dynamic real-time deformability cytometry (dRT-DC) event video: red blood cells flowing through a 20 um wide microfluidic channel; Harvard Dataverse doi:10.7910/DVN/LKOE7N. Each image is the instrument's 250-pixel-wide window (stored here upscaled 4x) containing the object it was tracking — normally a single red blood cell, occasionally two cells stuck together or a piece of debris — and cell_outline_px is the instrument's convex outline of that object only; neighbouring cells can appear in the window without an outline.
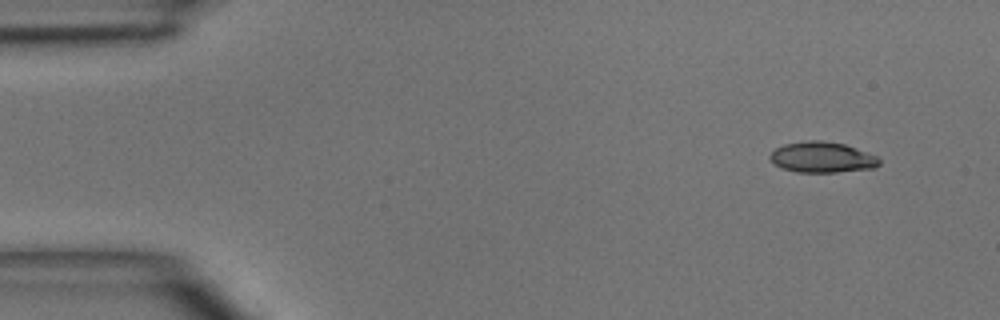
{"species": "common noctule bat (a hibernating species)", "species_latin": "Nyctalus noctula", "temperature_condition": "room temperature", "stored_images_in_passage": 4, "camera_frame_rate_fps": 3000, "um_per_image_px": 0.085, "animal": {"sex": "male", "body_mass_g": 15.6}, "frame": {"image": 1, "passage_image": 1, "time_ms": 0.0, "image_size_px": [1000, 320], "cell_outline_px": [[880, 164], [876, 168], [836, 172], [796, 172], [772, 164], [768, 156], [776, 148], [784, 144], [808, 140], [820, 140], [844, 144], [856, 148], [876, 156], [880, 160]], "centroid_in_image_um": [69.86, 13.37], "position_along_channel_um": 15.1, "area_um2": 19.59}}
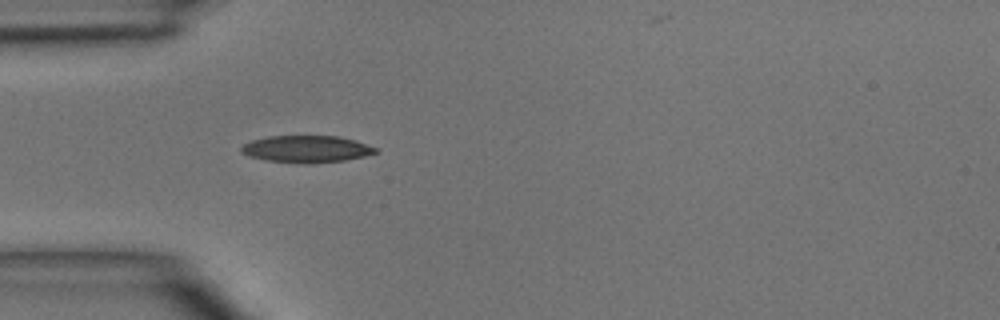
{"frame": {"image": 2, "passage_image": 4, "time_ms": 3.333, "image_size_px": [1000, 320], "cell_outline_px": [[380, 152], [364, 156], [344, 160], [308, 164], [304, 164], [264, 160], [248, 156], [240, 152], [240, 148], [244, 144], [252, 140], [268, 136], [340, 136], [356, 140], [376, 148]], "centroid_in_image_um": [26.04, 12.67], "position_along_channel_um": 59.0, "area_um2": 21.27}}